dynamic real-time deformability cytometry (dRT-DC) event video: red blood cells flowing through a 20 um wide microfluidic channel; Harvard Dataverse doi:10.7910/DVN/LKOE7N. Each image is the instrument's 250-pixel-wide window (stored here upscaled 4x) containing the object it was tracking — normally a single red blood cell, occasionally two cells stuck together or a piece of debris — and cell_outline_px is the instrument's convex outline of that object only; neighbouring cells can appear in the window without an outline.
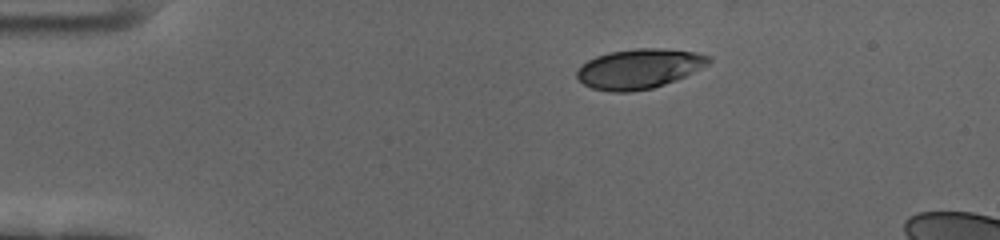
{"species": "human", "species_latin": "Homo sapiens", "temperature_condition": "cold", "stored_images_in_passage": 49, "camera_frame_rate_fps": 3000, "um_per_image_px": 0.085, "donor": {"sex": "female"}, "frame": {"image": 1, "passage_image": 1, "time_ms": 0.0, "image_size_px": [1000, 240], "cell_outline_px": [[712, 60], [708, 64], [676, 80], [652, 88], [632, 92], [612, 92], [592, 88], [584, 84], [576, 76], [576, 72], [588, 60], [596, 56], [608, 52], [636, 48], [660, 48], [696, 52], [712, 56]], "centroid_in_image_um": [54.34, 5.83], "position_along_channel_um": 30.7, "area_um2": 30.46}}
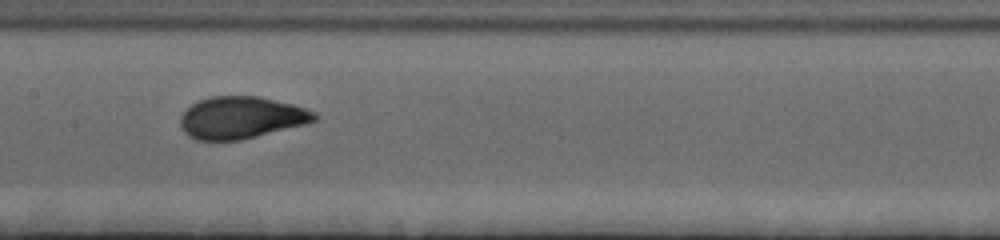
{"frame": {"image": 2, "passage_image": 20, "time_ms": 6.333, "image_size_px": [1000, 240], "cell_outline_px": [[320, 116], [316, 120], [308, 124], [240, 140], [196, 140], [188, 136], [180, 128], [180, 116], [192, 104], [200, 100], [212, 96], [256, 96], [292, 104], [316, 112]], "centroid_in_image_um": [20.51, 10.01], "position_along_channel_um": 186.9, "area_um2": 32.95}}
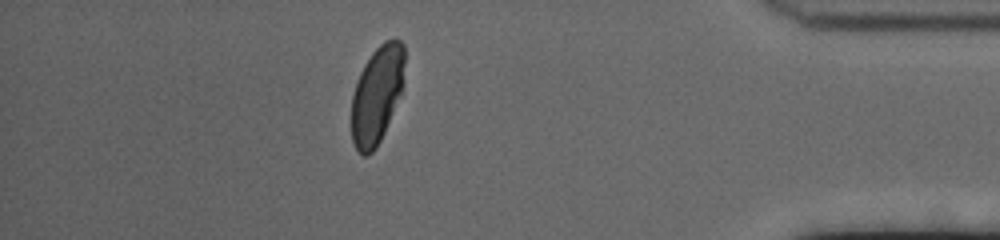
{"frame": {"image": 3, "passage_image": 42, "time_ms": 13.667, "image_size_px": [1000, 240], "cell_outline_px": [[404, 84], [400, 96], [384, 132], [376, 148], [368, 156], [364, 156], [356, 148], [352, 140], [352, 96], [360, 72], [364, 64], [372, 52], [384, 40], [400, 40], [404, 44]], "centroid_in_image_um": [32.05, 8.04], "position_along_channel_um": 403.1, "area_um2": 30.11}}